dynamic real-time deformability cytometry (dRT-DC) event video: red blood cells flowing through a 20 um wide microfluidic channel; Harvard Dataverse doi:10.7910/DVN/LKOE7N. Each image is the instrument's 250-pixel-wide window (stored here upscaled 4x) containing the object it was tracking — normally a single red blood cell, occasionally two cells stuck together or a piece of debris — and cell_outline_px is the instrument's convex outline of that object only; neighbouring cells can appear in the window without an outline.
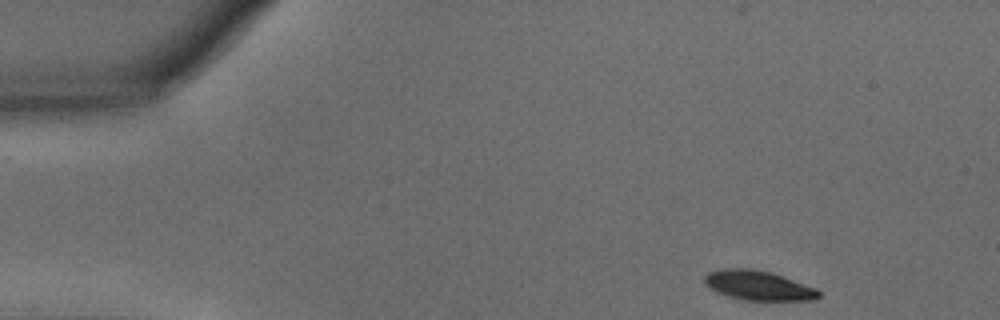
{"species": "common noctule bat (a hibernating species)", "species_latin": "Nyctalus noctula", "temperature_condition": "warm", "stored_images_in_passage": 38, "camera_frame_rate_fps": 3000, "um_per_image_px": 0.085, "animal": {"sex": "male", "body_mass_g": 15.6}, "frame": {"image": 1, "passage_image": 1, "time_ms": 0.0, "image_size_px": [1000, 320], "cell_outline_px": [[820, 296], [816, 300], [744, 300], [728, 296], [716, 292], [704, 284], [704, 276], [708, 272], [720, 268], [752, 268], [772, 272], [816, 288], [820, 292]], "centroid_in_image_um": [64.43, 24.25], "position_along_channel_um": 20.6, "area_um2": 19.88}}
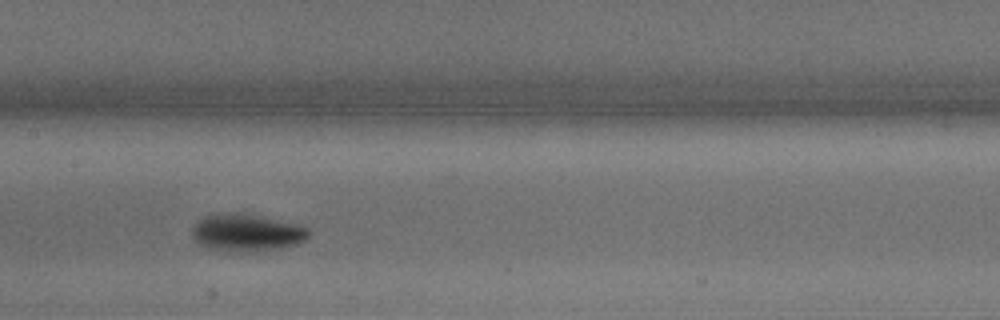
{"frame": {"image": 2, "passage_image": 21, "time_ms": 6.667, "image_size_px": [1000, 320], "cell_outline_px": [[312, 232], [304, 240], [296, 244], [284, 248], [244, 252], [228, 252], [208, 248], [200, 244], [192, 236], [192, 228], [204, 216], [220, 212], [236, 212], [296, 224], [308, 228]], "centroid_in_image_um": [20.95, 19.79], "position_along_channel_um": 186.5, "area_um2": 25.32}}
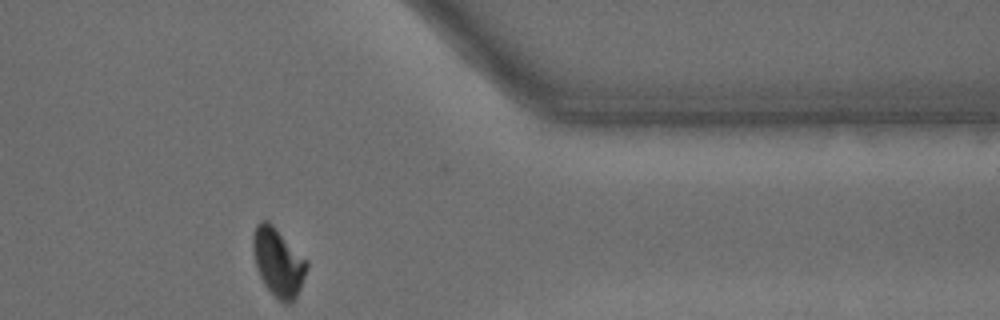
{"frame": {"image": 3, "passage_image": 38, "time_ms": 12.333, "image_size_px": [1000, 320], "cell_outline_px": [[308, 268], [300, 288], [296, 296], [288, 304], [284, 304], [276, 300], [264, 284], [256, 268], [252, 248], [252, 236], [256, 224], [260, 220], [268, 220], [308, 260]], "centroid_in_image_um": [23.63, 22.28], "position_along_channel_um": 387.8, "area_um2": 21.68}, "authors_computed_cell_mechanics": {"area_um2": 22.9177, "velocity_mm_per_s": 3.8315, "shape_relaxation_time_tau1_ms": 2.2198, "shape_relaxation_time_tau2_ms": null, "deformation_change_tau1": 0.1316, "deformation_change_tau2": null}}